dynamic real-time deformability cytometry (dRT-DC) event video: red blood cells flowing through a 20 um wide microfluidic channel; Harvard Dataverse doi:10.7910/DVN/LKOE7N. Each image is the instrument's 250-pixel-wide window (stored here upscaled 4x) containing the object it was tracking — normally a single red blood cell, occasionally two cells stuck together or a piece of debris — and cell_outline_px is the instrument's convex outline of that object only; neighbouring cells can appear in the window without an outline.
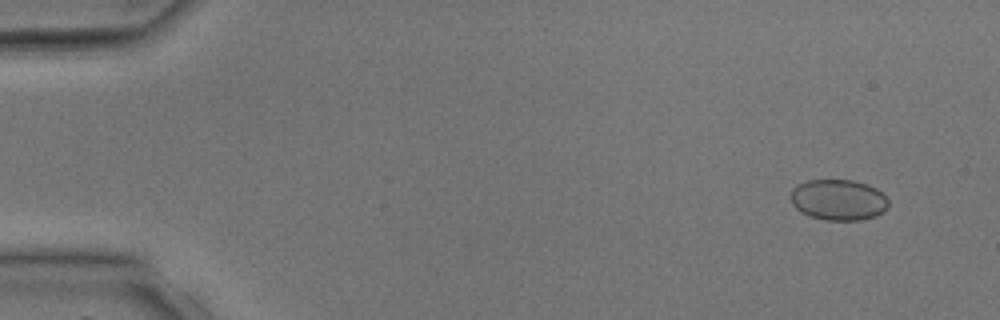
{"species": "common noctule bat (a hibernating species)", "species_latin": "Nyctalus noctula", "temperature_condition": "room temperature", "stored_images_in_passage": 4, "camera_frame_rate_fps": 3000, "um_per_image_px": 0.085, "animal": {"sex": "male", "body_mass_g": 17.9, "forearm_length_mm": 54.2}, "frame": {"image": 1, "passage_image": 1, "time_ms": 0.0, "image_size_px": [1000, 320], "cell_outline_px": [[888, 208], [884, 212], [876, 216], [860, 220], [824, 220], [808, 216], [800, 212], [792, 204], [788, 196], [792, 188], [796, 184], [808, 180], [852, 180], [868, 184], [876, 188], [888, 200]], "centroid_in_image_um": [71.22, 16.99], "position_along_channel_um": 13.8, "area_um2": 23.7}}